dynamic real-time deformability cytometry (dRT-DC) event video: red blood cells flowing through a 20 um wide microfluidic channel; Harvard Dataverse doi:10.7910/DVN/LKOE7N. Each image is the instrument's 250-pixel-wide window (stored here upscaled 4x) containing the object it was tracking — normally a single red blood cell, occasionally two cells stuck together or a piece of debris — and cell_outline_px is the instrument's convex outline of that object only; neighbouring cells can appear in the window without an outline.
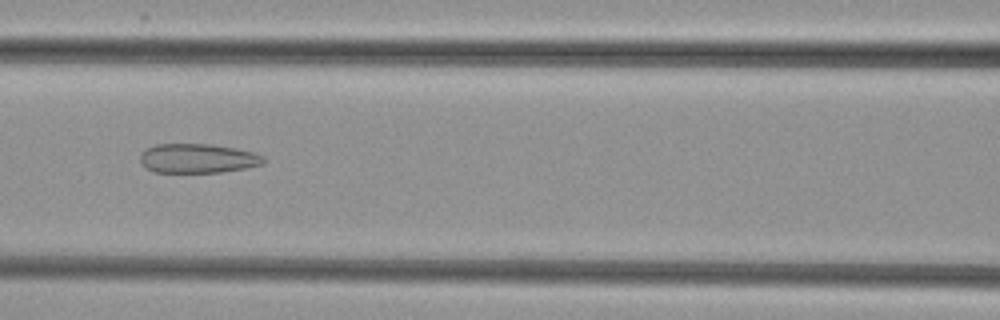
{"species": "common noctule bat (a hibernating species)", "species_latin": "Nyctalus noctula", "temperature_condition": "cold", "stored_images_in_passage": 8, "camera_frame_rate_fps": 3000, "um_per_image_px": 0.085, "animal": {"sex": "female", "body_mass_g": 29.2, "forearm_length_mm": 56.3}, "frame": {"image": 1, "passage_image": 6, "time_ms": 5.667, "image_size_px": [1000, 320], "cell_outline_px": [[264, 164], [244, 168], [220, 172], [152, 172], [140, 160], [140, 152], [156, 144], [212, 144], [252, 152], [264, 156]], "centroid_in_image_um": [16.79, 13.46], "position_along_channel_um": 149.8, "area_um2": 20.87}}
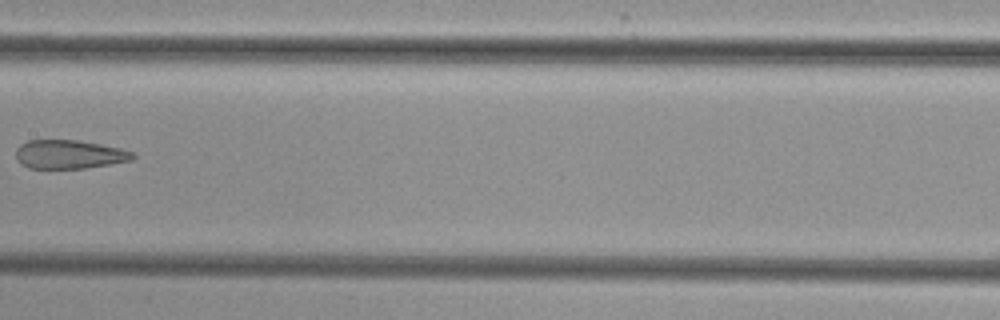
{"frame": {"image": 2, "passage_image": 7, "time_ms": 7.0, "image_size_px": [1000, 320], "cell_outline_px": [[136, 156], [132, 160], [84, 168], [28, 168], [20, 164], [16, 160], [16, 148], [20, 144], [28, 140], [76, 140], [100, 144], [120, 148], [136, 152]], "centroid_in_image_um": [5.87, 13.12], "position_along_channel_um": 201.5, "area_um2": 19.65}}
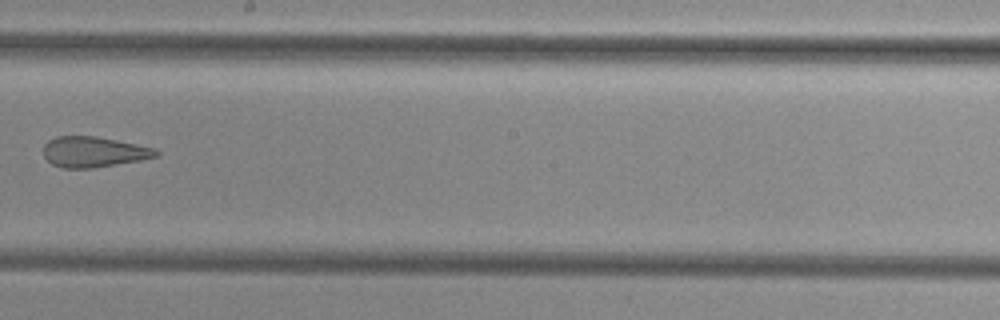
{"frame": {"image": 3, "passage_image": 8, "time_ms": 8.0, "image_size_px": [1000, 320], "cell_outline_px": [[160, 152], [156, 156], [140, 160], [92, 168], [64, 168], [52, 164], [44, 156], [44, 144], [48, 140], [56, 136], [96, 136], [156, 148]], "centroid_in_image_um": [7.95, 12.9], "position_along_channel_um": 240.3, "area_um2": 19.94}}